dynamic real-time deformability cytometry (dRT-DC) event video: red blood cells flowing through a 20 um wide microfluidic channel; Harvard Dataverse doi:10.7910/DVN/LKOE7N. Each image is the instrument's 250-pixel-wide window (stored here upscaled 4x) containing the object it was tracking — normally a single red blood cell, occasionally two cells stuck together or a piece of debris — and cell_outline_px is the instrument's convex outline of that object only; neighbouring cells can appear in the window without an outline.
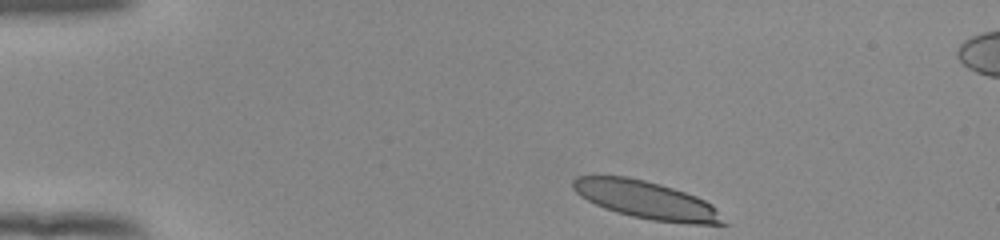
{"species": "human", "species_latin": "Homo sapiens", "temperature_condition": "room temperature", "stored_images_in_passage": 45, "camera_frame_rate_fps": 3000, "um_per_image_px": 0.085, "donor": {"sex": "female"}, "frame": {"image": 1, "passage_image": 1, "time_ms": 0.0, "image_size_px": [1000, 240], "cell_outline_px": [[728, 224], [692, 224], [652, 220], [632, 216], [616, 212], [604, 208], [580, 196], [572, 188], [572, 180], [576, 176], [592, 172], [628, 176], [660, 184], [696, 196], [712, 204], [716, 208]], "centroid_in_image_um": [54.84, 16.95], "position_along_channel_um": 30.2, "area_um2": 33.64}}
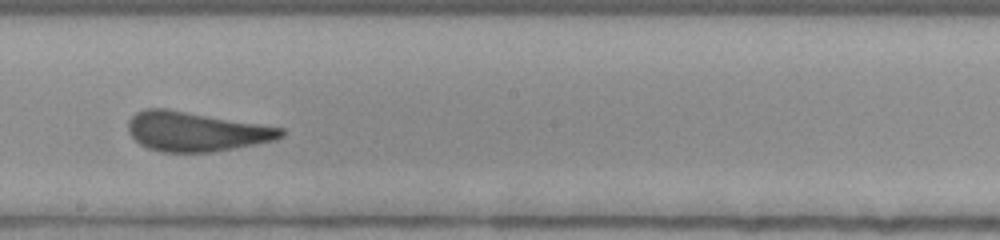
{"frame": {"image": 2, "passage_image": 23, "time_ms": 7.333, "image_size_px": [1000, 240], "cell_outline_px": [[284, 136], [276, 140], [236, 148], [212, 152], [160, 152], [148, 148], [140, 144], [128, 132], [128, 120], [136, 112], [144, 108], [164, 108], [284, 128]], "centroid_in_image_um": [16.64, 11.18], "position_along_channel_um": 231.6, "area_um2": 35.14}}
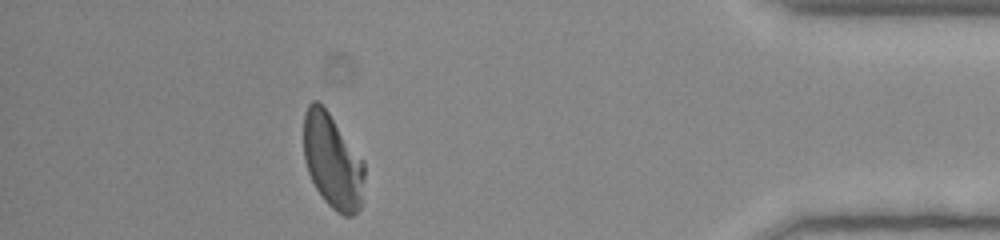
{"frame": {"image": 3, "passage_image": 40, "time_ms": 13.0, "image_size_px": [1000, 240], "cell_outline_px": [[364, 180], [360, 208], [352, 216], [344, 216], [336, 212], [324, 200], [316, 188], [308, 172], [304, 160], [304, 112], [308, 104], [312, 100], [316, 100], [328, 112], [364, 160]], "centroid_in_image_um": [28.26, 13.71], "position_along_channel_um": 406.9, "area_um2": 33.47}, "authors_computed_cell_mechanics": {"area_um2": 35.1424, "velocity_mm_per_s": 3.8538, "shape_relaxation_time_tau1_ms": 7.4406, "shape_relaxation_time_tau2_ms": 0.8054, "deformation_change_tau1": 0.2066, "deformation_change_tau2": 0.1087}}